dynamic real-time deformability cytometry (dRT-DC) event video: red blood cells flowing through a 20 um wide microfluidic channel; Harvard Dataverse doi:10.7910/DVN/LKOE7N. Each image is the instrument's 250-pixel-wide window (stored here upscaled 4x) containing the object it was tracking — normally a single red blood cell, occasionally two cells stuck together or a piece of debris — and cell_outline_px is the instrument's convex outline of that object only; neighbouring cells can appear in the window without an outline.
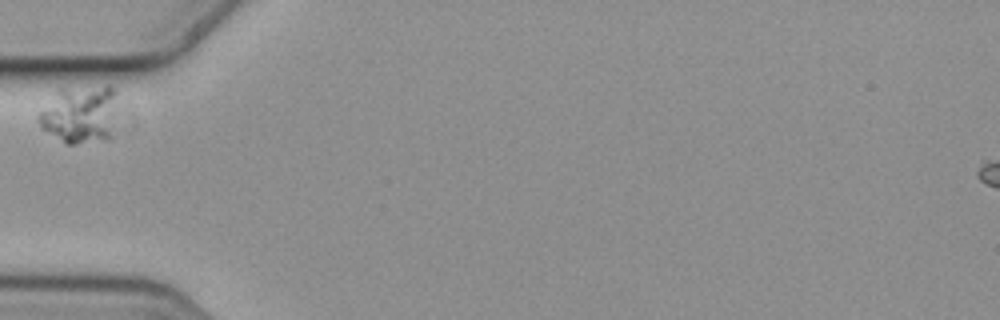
{"species": "common noctule bat (a hibernating species)", "species_latin": "Nyctalus noctula", "temperature_condition": "cold", "stored_images_in_passage": 10, "camera_frame_rate_fps": 3000, "um_per_image_px": 0.085, "animal": {"sex": "female", "body_mass_g": 19.3, "forearm_length_mm": 54.1}, "frame": {"image": 1, "passage_image": 2, "time_ms": 0.333, "image_size_px": [1000, 320], "cell_outline_px": [[116, 92], [108, 136], [104, 140], [72, 144], [68, 144], [40, 128], [36, 116], [56, 92], [60, 88], [104, 84], [112, 84], [116, 88]], "centroid_in_image_um": [6.73, 9.65], "position_along_channel_um": 78.3, "area_um2": 26.3}}
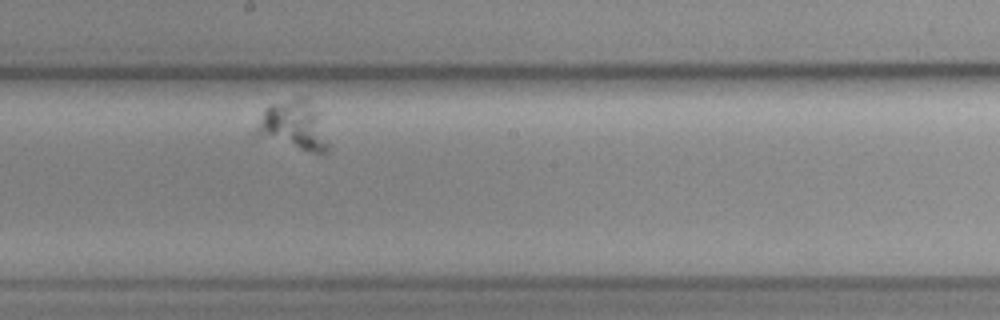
{"frame": {"image": 2, "passage_image": 6, "time_ms": 1.667, "image_size_px": [1000, 320], "cell_outline_px": [[328, 152], [312, 152], [252, 136], [252, 132], [264, 108], [268, 104], [300, 96], [304, 96], [320, 112], [328, 144]], "centroid_in_image_um": [24.9, 10.63], "position_along_channel_um": 223.3, "area_um2": 21.21}}
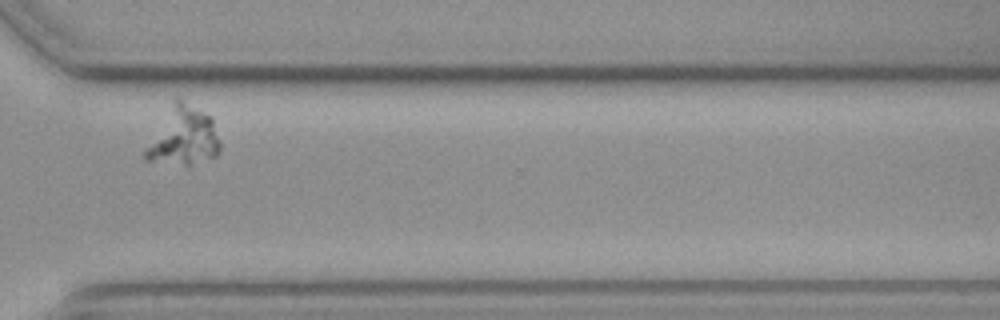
{"frame": {"image": 3, "passage_image": 9, "time_ms": 2.667, "image_size_px": [1000, 320], "cell_outline_px": [[220, 152], [216, 156], [188, 168], [144, 160], [144, 148], [176, 96], [180, 96], [212, 116], [220, 140]], "centroid_in_image_um": [15.6, 11.61], "position_along_channel_um": 355.0, "area_um2": 26.47}}